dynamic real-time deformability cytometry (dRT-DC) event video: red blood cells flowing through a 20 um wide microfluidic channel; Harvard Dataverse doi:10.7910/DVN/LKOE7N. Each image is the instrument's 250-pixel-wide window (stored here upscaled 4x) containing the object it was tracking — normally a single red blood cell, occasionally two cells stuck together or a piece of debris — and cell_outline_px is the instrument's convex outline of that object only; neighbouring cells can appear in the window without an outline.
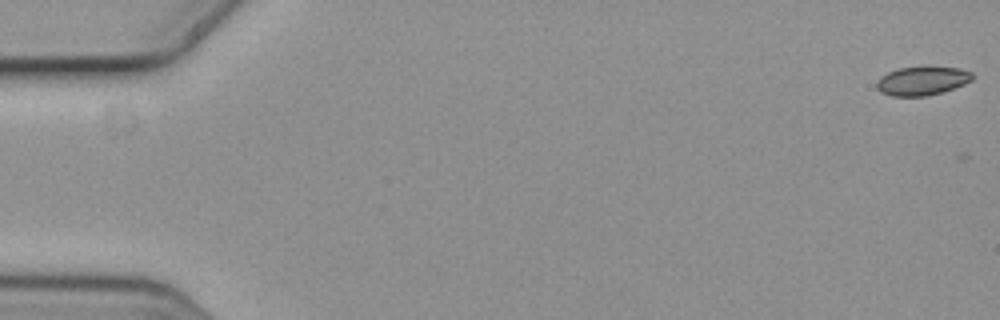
{"species": "common noctule bat (a hibernating species)", "species_latin": "Nyctalus noctula", "temperature_condition": "cold", "stored_images_in_passage": 5, "camera_frame_rate_fps": 3000, "um_per_image_px": 0.085, "animal": {"sex": "female", "body_mass_g": 19.3, "forearm_length_mm": 54.1}, "frame": {"image": 1, "passage_image": 1, "time_ms": 0.0, "image_size_px": [1000, 320], "cell_outline_px": [[976, 76], [972, 80], [964, 84], [928, 96], [892, 96], [880, 92], [876, 88], [876, 80], [880, 76], [888, 72], [900, 68], [960, 68], [972, 72]], "centroid_in_image_um": [78.36, 6.89], "position_along_channel_um": 6.6, "area_um2": 15.84}}